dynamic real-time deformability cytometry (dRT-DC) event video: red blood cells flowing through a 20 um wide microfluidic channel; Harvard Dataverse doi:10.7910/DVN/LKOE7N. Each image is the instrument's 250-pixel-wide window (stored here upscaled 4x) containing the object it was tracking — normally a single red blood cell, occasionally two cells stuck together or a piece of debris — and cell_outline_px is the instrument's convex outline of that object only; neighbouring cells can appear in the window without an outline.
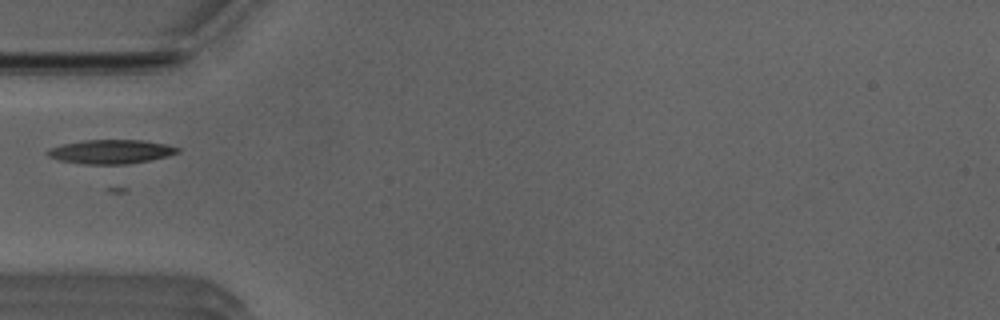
{"species": "Egyptian fruit bat (a non-hibernating species)", "species_latin": "Rousettus aegyptiacus", "temperature_condition": "room temperature", "stored_images_in_passage": 3, "camera_frame_rate_fps": 3000, "um_per_image_px": 0.085, "animal": {"sex": "male"}, "frame": {"image": 1, "passage_image": 1, "time_ms": 0.0, "image_size_px": [1000, 320], "cell_outline_px": [[180, 152], [168, 156], [128, 164], [84, 164], [60, 160], [48, 156], [44, 152], [48, 148], [64, 144], [84, 140], [144, 140], [164, 144], [180, 148]], "centroid_in_image_um": [9.41, 12.89], "position_along_channel_um": 75.6, "area_um2": 18.15}}